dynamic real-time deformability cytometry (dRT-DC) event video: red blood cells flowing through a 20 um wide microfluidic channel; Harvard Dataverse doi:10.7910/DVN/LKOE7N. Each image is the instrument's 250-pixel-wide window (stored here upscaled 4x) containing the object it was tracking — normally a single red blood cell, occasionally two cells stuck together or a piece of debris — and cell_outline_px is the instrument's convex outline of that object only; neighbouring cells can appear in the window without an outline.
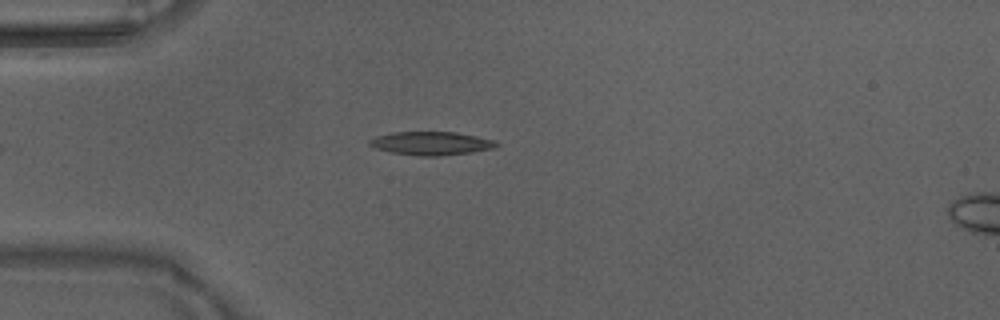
{"species": "Egyptian fruit bat (a non-hibernating species)", "species_latin": "Rousettus aegyptiacus", "temperature_condition": "warm", "stored_images_in_passage": 43, "camera_frame_rate_fps": 3000, "um_per_image_px": 0.085, "animal": {"sex": "male"}, "frame": {"image": 1, "passage_image": 8, "time_ms": 2.333, "image_size_px": [1000, 320], "cell_outline_px": [[500, 144], [496, 148], [440, 156], [420, 156], [392, 152], [376, 148], [368, 144], [368, 140], [376, 136], [392, 132], [456, 132], [496, 140]], "centroid_in_image_um": [36.67, 12.17], "position_along_channel_um": 48.3, "area_um2": 17.28}}
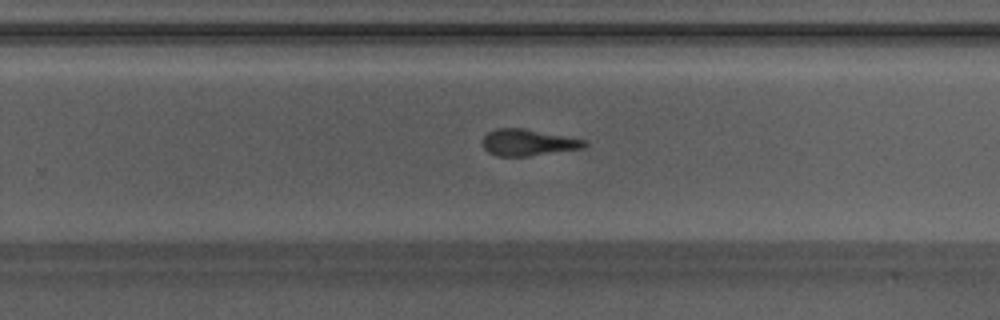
{"frame": {"image": 2, "passage_image": 26, "time_ms": 8.333, "image_size_px": [1000, 320], "cell_outline_px": [[588, 144], [584, 148], [528, 156], [496, 156], [488, 152], [484, 148], [484, 136], [488, 132], [496, 128], [524, 128], [584, 140]], "centroid_in_image_um": [44.86, 12.11], "position_along_channel_um": 284.9, "area_um2": 15.55}}
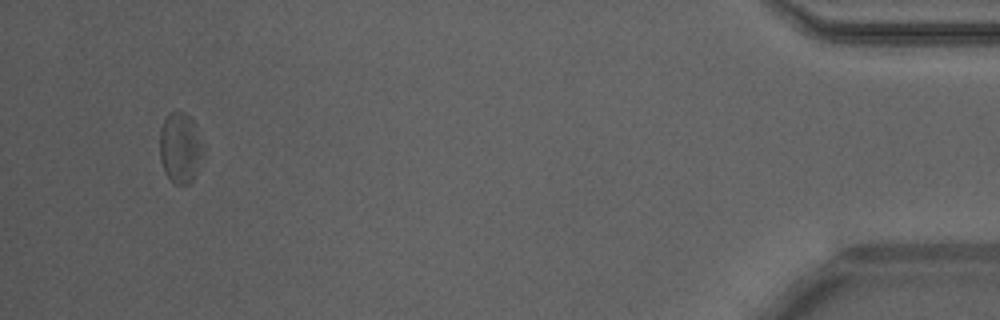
{"frame": {"image": 3, "passage_image": 41, "time_ms": 13.333, "image_size_px": [1000, 320], "cell_outline_px": [[196, 156], [192, 180], [188, 184], [176, 184], [164, 172], [160, 156], [160, 128], [168, 112], [184, 112], [192, 120], [196, 140]], "centroid_in_image_um": [15.14, 12.53], "position_along_channel_um": 420.1, "area_um2": 15.9}, "authors_computed_cell_mechanics": {"area_um2": 16.8198, "velocity_mm_per_s": 4.2153, "shape_relaxation_time_tau1_ms": 7.2873, "shape_relaxation_time_tau2_ms": 3.7545, "deformation_change_tau1": 0.2177, "deformation_change_tau2": 0.1549}}